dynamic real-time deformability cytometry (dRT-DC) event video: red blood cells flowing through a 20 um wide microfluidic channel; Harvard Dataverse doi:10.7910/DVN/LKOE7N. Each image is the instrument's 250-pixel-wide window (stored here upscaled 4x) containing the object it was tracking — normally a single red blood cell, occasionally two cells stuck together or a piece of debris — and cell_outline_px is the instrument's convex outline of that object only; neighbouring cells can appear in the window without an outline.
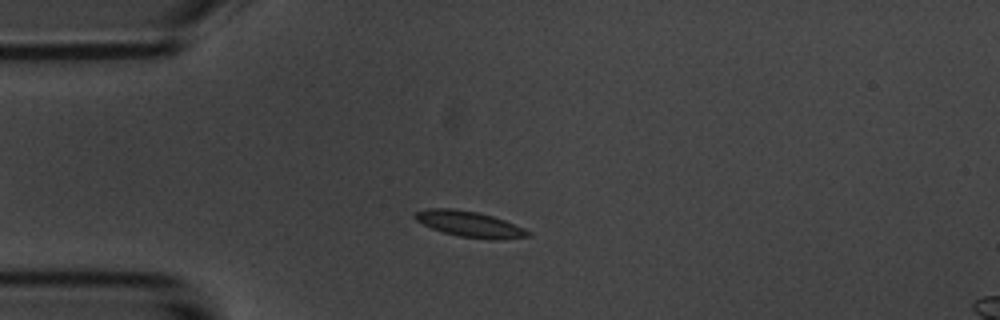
{"species": "common noctule bat (a hibernating species)", "species_latin": "Nyctalus noctula", "temperature_condition": "room temperature", "stored_images_in_passage": 8, "camera_frame_rate_fps": 3000, "um_per_image_px": 0.085, "animal": {"sex": "male", "body_mass_g": 20.1, "forearm_length_mm": 53.5}, "frame": {"image": 1, "passage_image": 2, "time_ms": 1.333, "image_size_px": [1000, 320], "cell_outline_px": [[532, 236], [500, 240], [488, 240], [460, 236], [444, 232], [432, 228], [416, 220], [412, 216], [416, 212], [428, 208], [452, 208], [476, 212], [492, 216], [504, 220], [524, 228], [532, 232]], "centroid_in_image_um": [39.96, 19.06], "position_along_channel_um": 45.0, "area_um2": 16.99}}
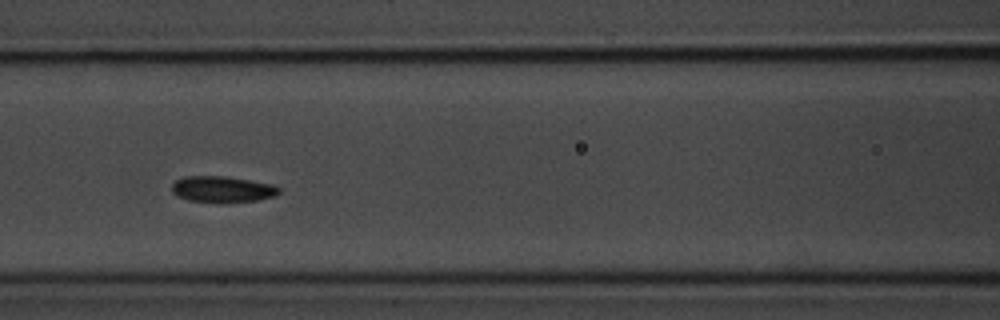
{"frame": {"image": 2, "passage_image": 5, "time_ms": 4.667, "image_size_px": [1000, 320], "cell_outline_px": [[280, 192], [276, 196], [260, 200], [224, 204], [216, 204], [188, 200], [176, 196], [172, 192], [172, 184], [176, 180], [184, 176], [224, 176], [272, 184], [280, 188]], "centroid_in_image_um": [18.9, 16.12], "position_along_channel_um": 147.7, "area_um2": 16.88}}
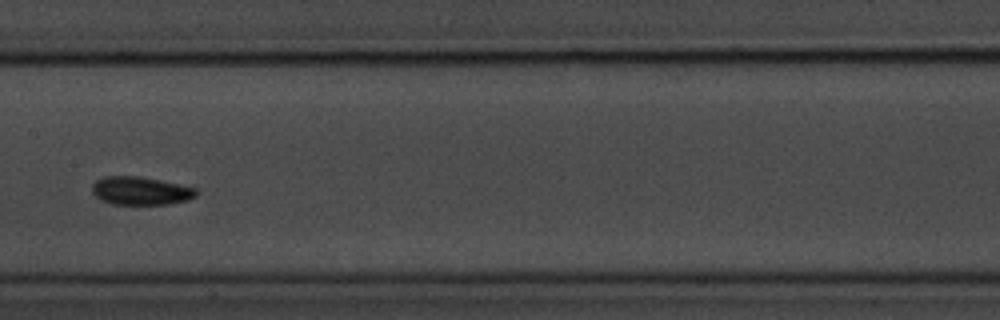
{"frame": {"image": 3, "passage_image": 6, "time_ms": 6.0, "image_size_px": [1000, 320], "cell_outline_px": [[200, 192], [196, 196], [188, 200], [168, 204], [112, 204], [100, 200], [92, 192], [92, 184], [96, 180], [104, 176], [140, 176], [180, 184], [196, 188]], "centroid_in_image_um": [11.97, 16.21], "position_along_channel_um": 195.4, "area_um2": 17.28}}